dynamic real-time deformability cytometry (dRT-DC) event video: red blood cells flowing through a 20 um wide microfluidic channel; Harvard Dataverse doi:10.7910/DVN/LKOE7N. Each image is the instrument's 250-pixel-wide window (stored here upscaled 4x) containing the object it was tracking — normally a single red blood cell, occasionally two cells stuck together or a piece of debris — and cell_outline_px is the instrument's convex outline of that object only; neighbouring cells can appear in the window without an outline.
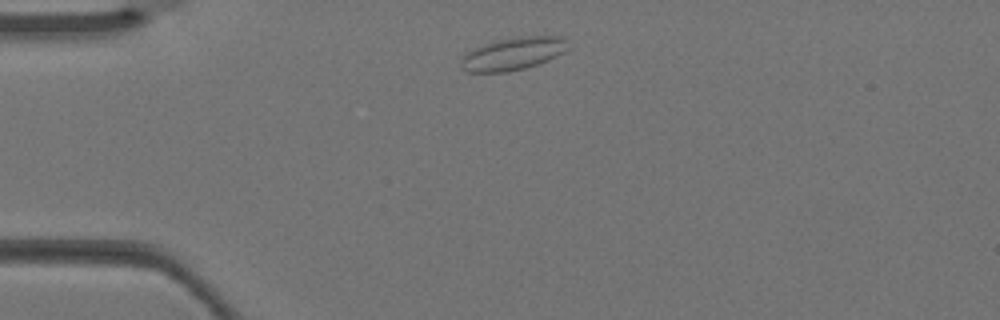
{"species": "Egyptian fruit bat (a non-hibernating species)", "species_latin": "Rousettus aegyptiacus", "temperature_condition": "warm", "stored_images_in_passage": 2, "camera_frame_rate_fps": 3000, "um_per_image_px": 0.085, "animal": {"sex": "female"}, "frame": {"image": 1, "passage_image": 1, "time_ms": 0.0, "image_size_px": [1000, 320], "cell_outline_px": [[568, 36], [564, 52], [548, 60], [524, 68], [508, 72], [468, 72], [460, 64], [460, 60], [468, 52], [484, 44], [496, 40], [520, 36]], "centroid_in_image_um": [43.63, 4.55], "position_along_channel_um": 41.4, "area_um2": 20.17}}